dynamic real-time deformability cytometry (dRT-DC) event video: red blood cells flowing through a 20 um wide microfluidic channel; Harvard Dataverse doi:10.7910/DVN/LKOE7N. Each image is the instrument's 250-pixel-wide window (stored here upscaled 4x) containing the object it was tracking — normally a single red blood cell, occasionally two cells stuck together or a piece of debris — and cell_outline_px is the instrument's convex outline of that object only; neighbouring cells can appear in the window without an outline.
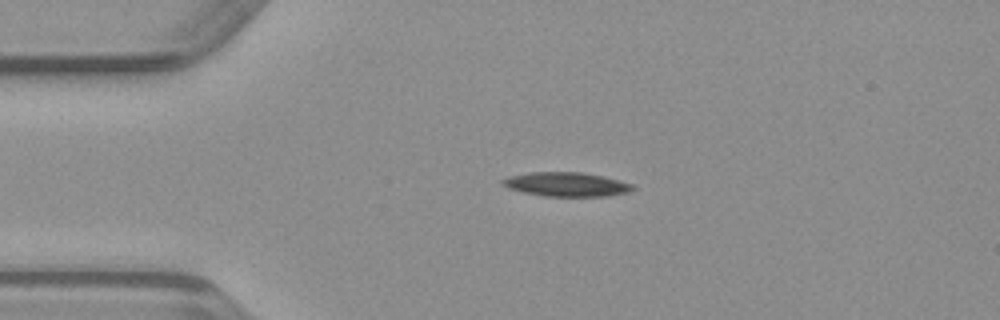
{"species": "common noctule bat (a hibernating species)", "species_latin": "Nyctalus noctula", "temperature_condition": "warm", "stored_images_in_passage": 39, "camera_frame_rate_fps": 3000, "um_per_image_px": 0.085, "animal": {"sex": "male", "body_mass_g": 23.1, "forearm_length_mm": 52.7}, "frame": {"image": 1, "passage_image": 1, "time_ms": 0.0, "image_size_px": [1000, 320], "cell_outline_px": [[636, 188], [628, 192], [608, 196], [544, 196], [524, 192], [508, 188], [500, 184], [500, 180], [508, 176], [528, 172], [580, 172], [604, 176], [636, 184]], "centroid_in_image_um": [48.16, 15.66], "position_along_channel_um": 36.8, "area_um2": 18.55}}
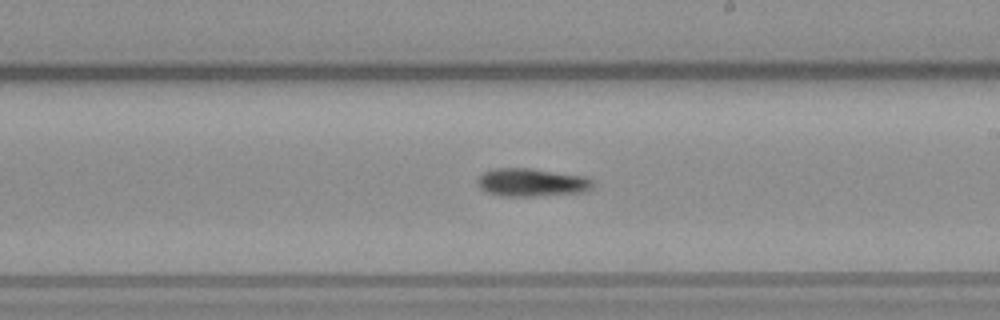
{"frame": {"image": 2, "passage_image": 18, "time_ms": 5.667, "image_size_px": [1000, 320], "cell_outline_px": [[596, 184], [592, 188], [584, 192], [536, 196], [500, 196], [488, 192], [480, 188], [476, 180], [484, 172], [492, 168], [532, 168], [588, 176]], "centroid_in_image_um": [45.24, 15.5], "position_along_channel_um": 243.8, "area_um2": 19.19}}
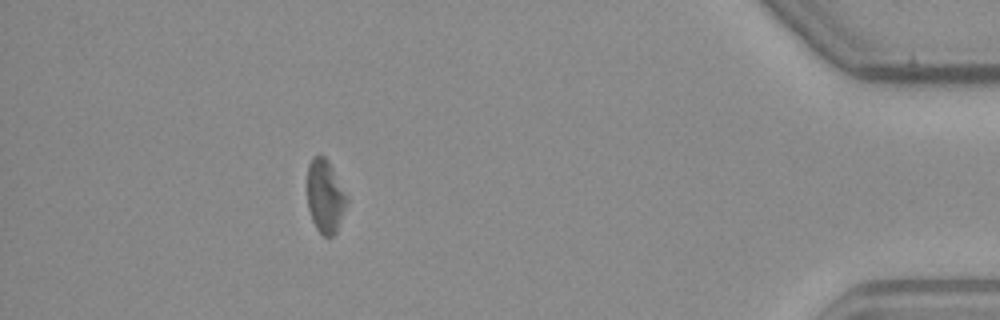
{"frame": {"image": 3, "passage_image": 34, "time_ms": 11.0, "image_size_px": [1000, 320], "cell_outline_px": [[348, 200], [336, 232], [332, 236], [324, 236], [316, 228], [312, 220], [308, 208], [308, 164], [312, 156], [320, 152], [328, 160], [348, 196]], "centroid_in_image_um": [27.64, 16.63], "position_along_channel_um": 407.6, "area_um2": 16.94}}